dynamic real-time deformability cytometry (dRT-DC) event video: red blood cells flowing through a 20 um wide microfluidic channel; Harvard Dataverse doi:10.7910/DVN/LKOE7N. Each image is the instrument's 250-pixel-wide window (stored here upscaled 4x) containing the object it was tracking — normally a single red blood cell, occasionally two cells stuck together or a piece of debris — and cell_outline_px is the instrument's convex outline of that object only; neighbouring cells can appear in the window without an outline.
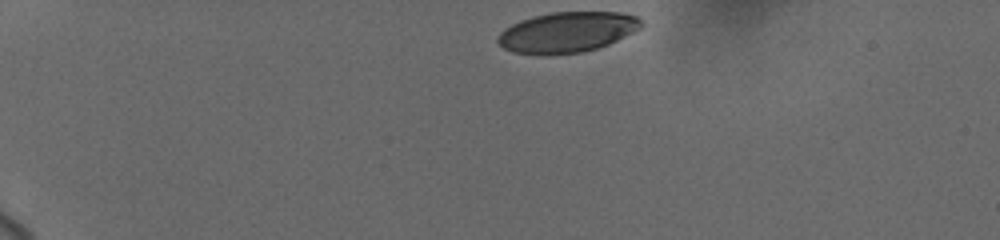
{"species": "human", "species_latin": "Homo sapiens", "temperature_condition": "cold", "stored_images_in_passage": 18, "camera_frame_rate_fps": 3000, "um_per_image_px": 0.085, "donor": {"sex": "female"}, "frame": {"image": 1, "passage_image": 1, "time_ms": 0.0, "image_size_px": [1000, 240], "cell_outline_px": [[644, 24], [640, 28], [608, 44], [596, 48], [580, 52], [512, 52], [504, 48], [496, 40], [500, 32], [504, 28], [520, 20], [552, 12], [616, 12], [636, 16]], "centroid_in_image_um": [48.21, 2.69], "position_along_channel_um": 36.8, "area_um2": 32.71}}
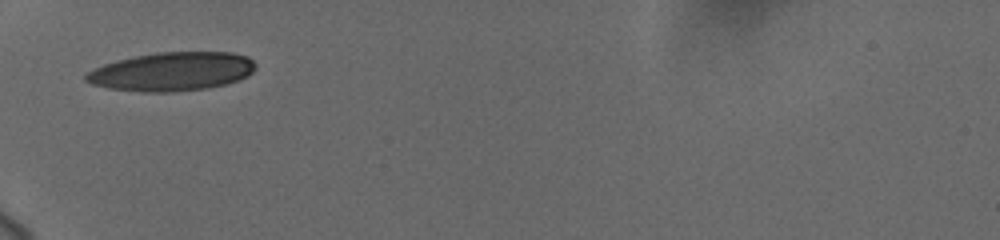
{"frame": {"image": 2, "passage_image": 11, "time_ms": 3.0, "image_size_px": [1000, 240], "cell_outline_px": [[256, 68], [248, 76], [224, 84], [208, 88], [172, 92], [148, 92], [108, 88], [92, 84], [84, 80], [84, 76], [88, 72], [104, 64], [136, 56], [156, 52], [232, 52], [248, 56], [256, 64]], "centroid_in_image_um": [14.64, 6.08], "position_along_channel_um": 70.4, "area_um2": 38.09}}
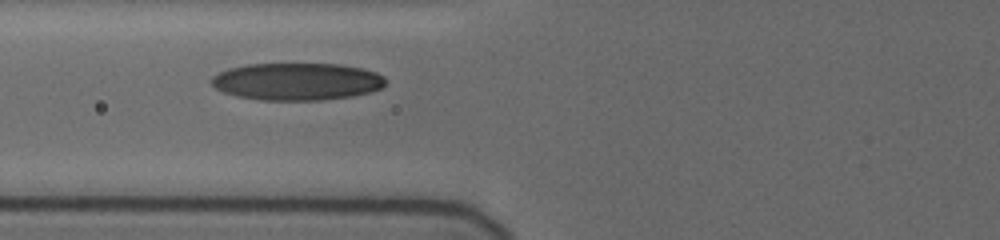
{"frame": {"image": 3, "passage_image": 17, "time_ms": 4.0, "image_size_px": [1000, 240], "cell_outline_px": [[384, 84], [380, 88], [372, 92], [352, 96], [324, 100], [260, 100], [236, 96], [224, 92], [216, 88], [212, 84], [212, 76], [228, 68], [244, 64], [340, 64], [360, 68], [376, 72], [384, 76]], "centroid_in_image_um": [25.23, 6.93], "position_along_channel_um": 100.6, "area_um2": 37.92}}